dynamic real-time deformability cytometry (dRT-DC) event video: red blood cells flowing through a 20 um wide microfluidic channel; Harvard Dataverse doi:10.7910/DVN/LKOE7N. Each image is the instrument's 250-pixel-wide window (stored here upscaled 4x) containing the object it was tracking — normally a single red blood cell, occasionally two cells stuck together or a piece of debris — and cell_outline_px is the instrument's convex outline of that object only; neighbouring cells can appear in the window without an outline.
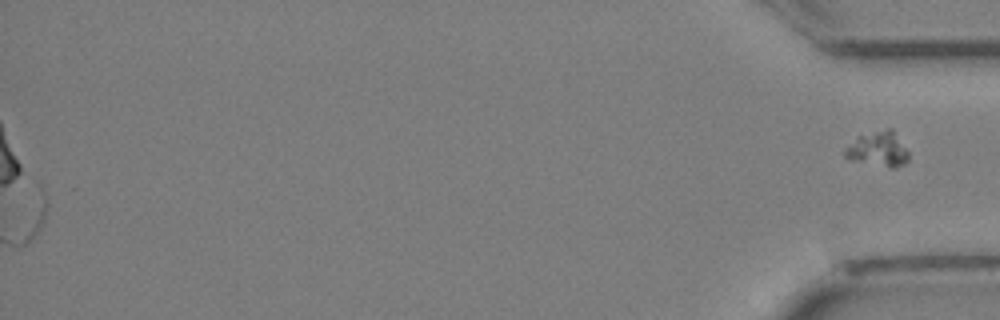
{"species": "Egyptian fruit bat (a non-hibernating species)", "species_latin": "Rousettus aegyptiacus", "temperature_condition": "cold", "stored_images_in_passage": 30, "segment_of_instrument_passage": [2, 2], "camera_frame_rate_fps": 3000, "um_per_image_px": 0.085, "animal": {"sex": "female"}, "frame": {"image": 1, "passage_image": 30, "time_ms": 9.667, "image_size_px": [1000, 320], "cell_outline_px": [[908, 160], [904, 164], [896, 168], [892, 168], [848, 160], [844, 156], [844, 148], [856, 136], [888, 128], [892, 128], [908, 152]], "centroid_in_image_um": [74.6, 12.69], "position_along_channel_um": 360.6, "area_um2": 13.12}}